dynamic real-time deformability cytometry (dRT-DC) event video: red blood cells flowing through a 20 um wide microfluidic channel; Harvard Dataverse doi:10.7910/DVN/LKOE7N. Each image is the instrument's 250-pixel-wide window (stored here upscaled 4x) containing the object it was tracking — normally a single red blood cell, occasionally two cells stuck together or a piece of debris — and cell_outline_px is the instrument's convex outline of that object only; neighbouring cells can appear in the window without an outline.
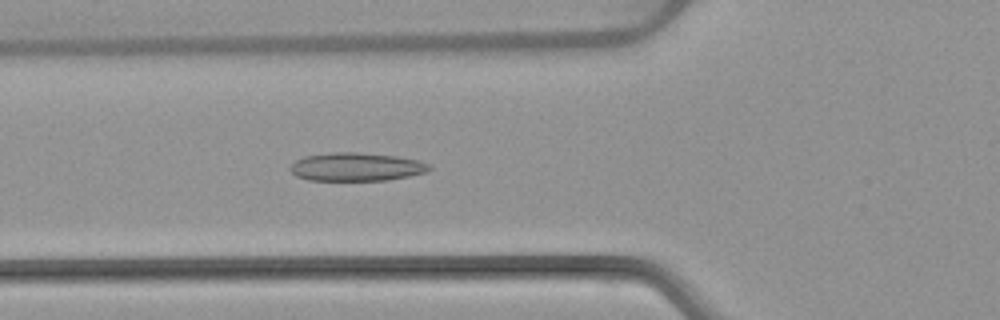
{"species": "common noctule bat (a hibernating species)", "species_latin": "Nyctalus noctula", "temperature_condition": "warm", "stored_images_in_passage": 52, "camera_frame_rate_fps": 3000, "um_per_image_px": 0.085, "animal": {"sex": "female", "body_mass_g": 22.7, "forearm_length_mm": 54.2}, "frame": {"image": 1, "passage_image": 19, "time_ms": 6.0, "image_size_px": [1000, 320], "cell_outline_px": [[432, 168], [424, 172], [408, 176], [388, 180], [308, 180], [296, 176], [288, 168], [296, 160], [304, 156], [332, 152], [356, 152], [396, 156], [420, 160], [432, 164]], "centroid_in_image_um": [30.29, 14.18], "position_along_channel_um": 95.5, "area_um2": 23.0}}
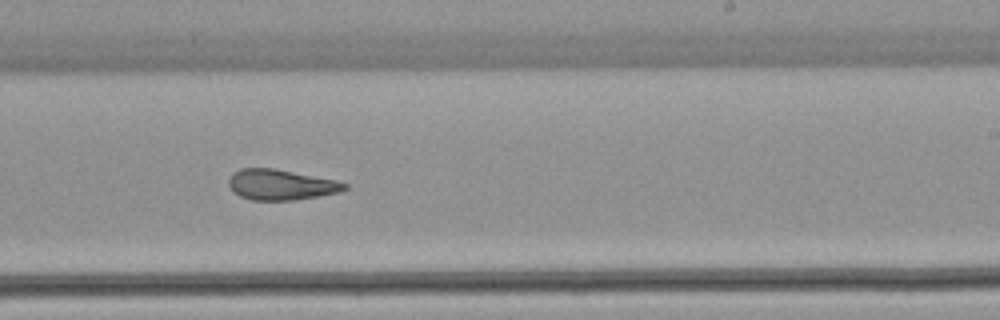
{"frame": {"image": 2, "passage_image": 32, "time_ms": 10.333, "image_size_px": [1000, 320], "cell_outline_px": [[348, 188], [340, 192], [292, 200], [252, 200], [240, 196], [228, 184], [228, 180], [232, 172], [240, 168], [276, 168], [336, 180], [348, 184]], "centroid_in_image_um": [23.88, 15.68], "position_along_channel_um": 265.1, "area_um2": 20.58}}
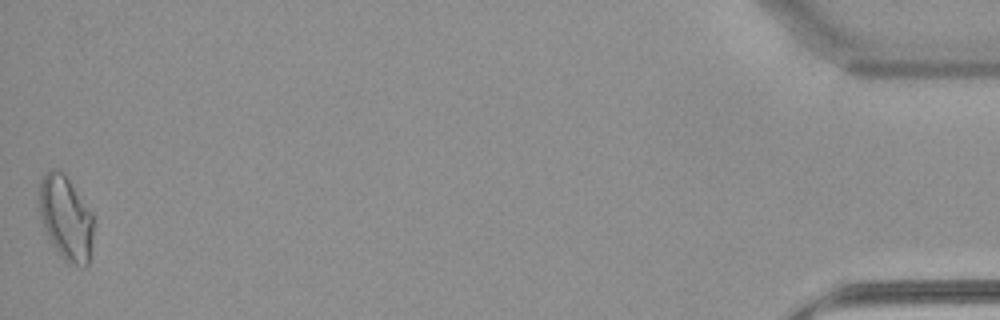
{"frame": {"image": 3, "passage_image": 52, "time_ms": 17.0, "image_size_px": [1000, 320], "cell_outline_px": [[92, 236], [88, 264], [84, 268], [68, 264], [64, 260], [48, 240], [40, 216], [40, 180], [48, 172], [56, 168], [64, 172], [92, 212]], "centroid_in_image_um": [5.6, 18.56], "position_along_channel_um": 429.6, "area_um2": 26.65}, "authors_computed_cell_mechanics": {"area_um2": 22.6865, "velocity_mm_per_s": 3.909, "shape_relaxation_time_tau1_ms": null, "shape_relaxation_time_tau2_ms": 2.626, "deformation_change_tau1": null, "deformation_change_tau2": 0.0997}}